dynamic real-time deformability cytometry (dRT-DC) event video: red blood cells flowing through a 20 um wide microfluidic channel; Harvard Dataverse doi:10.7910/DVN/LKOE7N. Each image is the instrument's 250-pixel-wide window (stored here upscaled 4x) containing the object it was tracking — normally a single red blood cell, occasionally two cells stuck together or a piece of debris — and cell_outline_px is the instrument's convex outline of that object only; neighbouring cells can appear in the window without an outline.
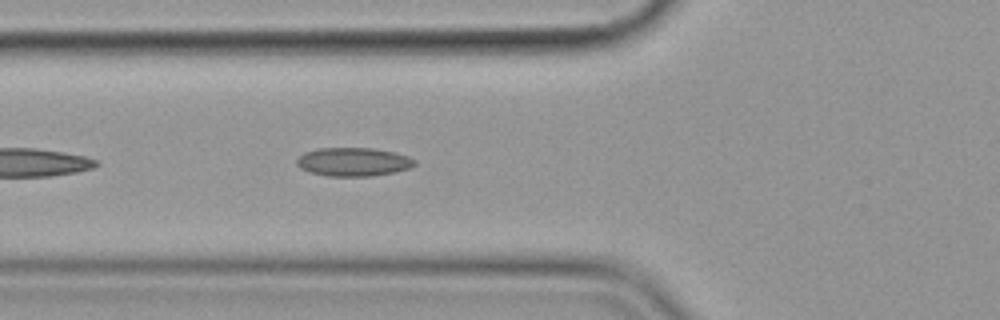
{"species": "common noctule bat (a hibernating species)", "species_latin": "Nyctalus noctula", "temperature_condition": "cold", "stored_images_in_passage": 37, "camera_frame_rate_fps": 3000, "um_per_image_px": 0.085, "animal": {"sex": "female", "body_mass_g": 19.9}, "frame": {"image": 1, "passage_image": 5, "time_ms": 1.333, "image_size_px": [1000, 320], "cell_outline_px": [[416, 164], [412, 168], [396, 172], [372, 176], [328, 176], [312, 172], [300, 168], [296, 164], [296, 160], [304, 152], [316, 148], [372, 148], [396, 152], [408, 156], [416, 160]], "centroid_in_image_um": [30.08, 13.75], "position_along_channel_um": 95.7, "area_um2": 19.83}}
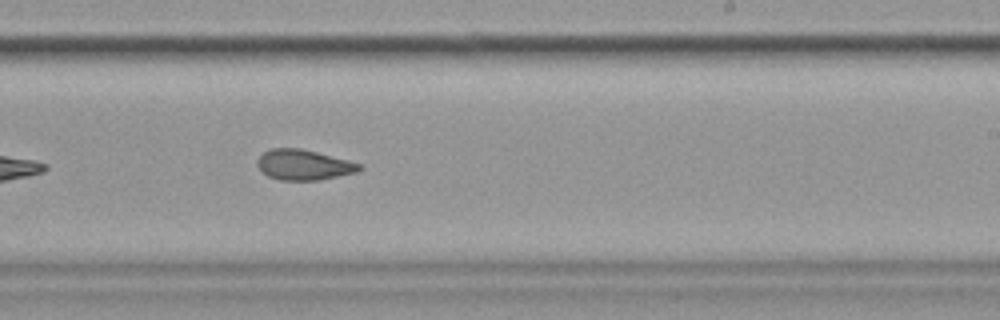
{"frame": {"image": 2, "passage_image": 19, "time_ms": 6.0, "image_size_px": [1000, 320], "cell_outline_px": [[364, 168], [356, 172], [320, 180], [280, 180], [268, 176], [256, 164], [256, 160], [264, 152], [272, 148], [300, 148], [348, 160], [360, 164]], "centroid_in_image_um": [25.81, 14.01], "position_along_channel_um": 263.2, "area_um2": 17.92}}
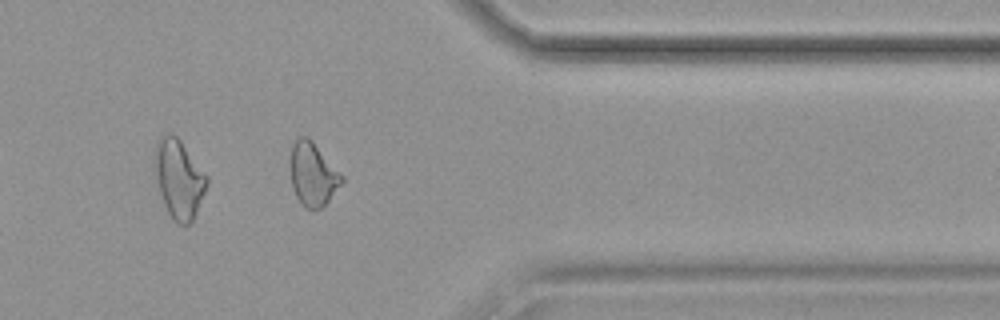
{"frame": {"image": 3, "passage_image": 30, "time_ms": 9.667, "image_size_px": [1000, 320], "cell_outline_px": [[344, 180], [324, 208], [304, 208], [300, 204], [296, 196], [292, 184], [292, 144], [300, 136], [308, 136], [312, 140], [344, 176]], "centroid_in_image_um": [26.63, 14.83], "position_along_channel_um": 384.8, "area_um2": 18.84}}